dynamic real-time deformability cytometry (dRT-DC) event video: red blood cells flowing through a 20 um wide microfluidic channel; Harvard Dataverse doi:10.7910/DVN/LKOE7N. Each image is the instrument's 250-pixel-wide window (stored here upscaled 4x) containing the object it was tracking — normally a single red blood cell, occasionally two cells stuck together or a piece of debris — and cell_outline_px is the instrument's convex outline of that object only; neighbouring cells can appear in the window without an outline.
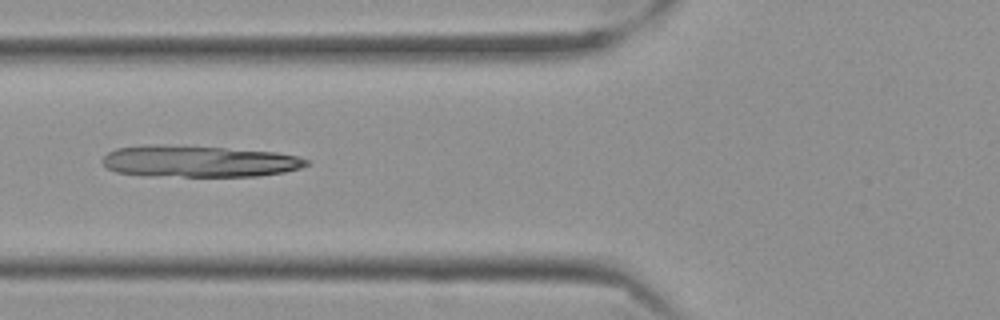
{"species": "Egyptian fruit bat (a non-hibernating species)", "species_latin": "Rousettus aegyptiacus", "temperature_condition": "cold", "stored_images_in_passage": 40, "camera_frame_rate_fps": 3000, "um_per_image_px": 0.085, "frame": {"image": 1, "passage_image": 5, "time_ms": 1.333, "image_size_px": [1000, 320], "cell_outline_px": [[308, 164], [300, 168], [284, 172], [260, 176], [144, 176], [116, 172], [108, 168], [100, 160], [108, 152], [116, 148], [144, 144], [160, 144], [224, 148], [276, 152], [296, 156], [308, 160]], "centroid_in_image_um": [16.83, 13.71], "position_along_channel_um": 109.0, "area_um2": 37.74}}
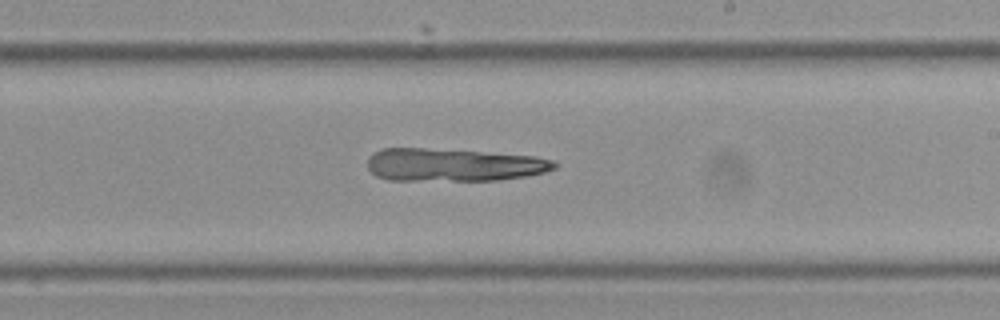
{"frame": {"image": 2, "passage_image": 17, "time_ms": 5.333, "image_size_px": [1000, 320], "cell_outline_px": [[556, 168], [544, 172], [524, 176], [496, 180], [388, 180], [376, 176], [368, 168], [368, 156], [384, 148], [424, 148], [536, 156], [552, 160], [556, 164]], "centroid_in_image_um": [38.51, 14.01], "position_along_channel_um": 250.5, "area_um2": 35.43}}
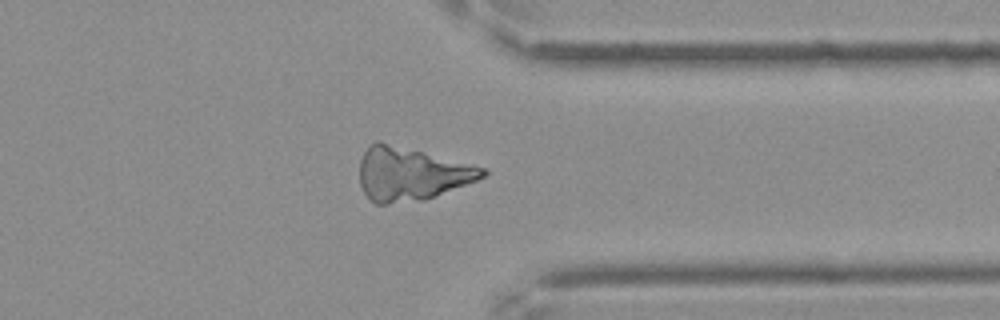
{"frame": {"image": 3, "passage_image": 28, "time_ms": 9.0, "image_size_px": [1000, 320], "cell_outline_px": [[488, 172], [484, 176], [476, 180], [436, 196], [424, 200], [388, 204], [376, 204], [364, 192], [360, 184], [360, 160], [364, 152], [376, 140], [380, 140], [488, 168]], "centroid_in_image_um": [34.95, 14.77], "position_along_channel_um": 376.4, "area_um2": 38.26}}